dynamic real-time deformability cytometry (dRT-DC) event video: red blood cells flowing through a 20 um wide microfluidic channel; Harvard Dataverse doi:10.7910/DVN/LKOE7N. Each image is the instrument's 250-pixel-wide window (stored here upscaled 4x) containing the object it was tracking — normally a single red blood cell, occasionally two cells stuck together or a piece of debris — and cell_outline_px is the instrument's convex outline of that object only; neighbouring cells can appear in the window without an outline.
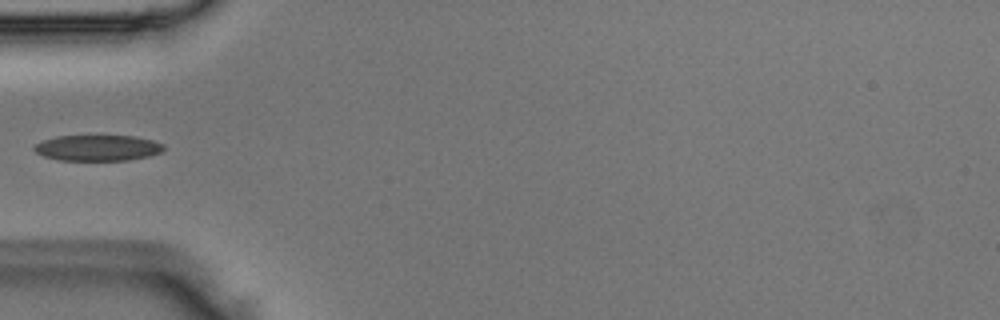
{"species": "Egyptian fruit bat (a non-hibernating species)", "species_latin": "Rousettus aegyptiacus", "temperature_condition": "room temperature", "stored_images_in_passage": 5, "camera_frame_rate_fps": 3000, "um_per_image_px": 0.085, "animal": {"sex": "male"}, "frame": {"image": 1, "passage_image": 4, "time_ms": 1.0, "image_size_px": [1000, 320], "cell_outline_px": [[164, 148], [160, 152], [148, 156], [128, 160], [60, 160], [44, 156], [36, 152], [32, 148], [36, 144], [44, 140], [56, 136], [136, 136], [152, 140], [164, 144]], "centroid_in_image_um": [8.3, 12.57], "position_along_channel_um": 76.7, "area_um2": 19.36}}
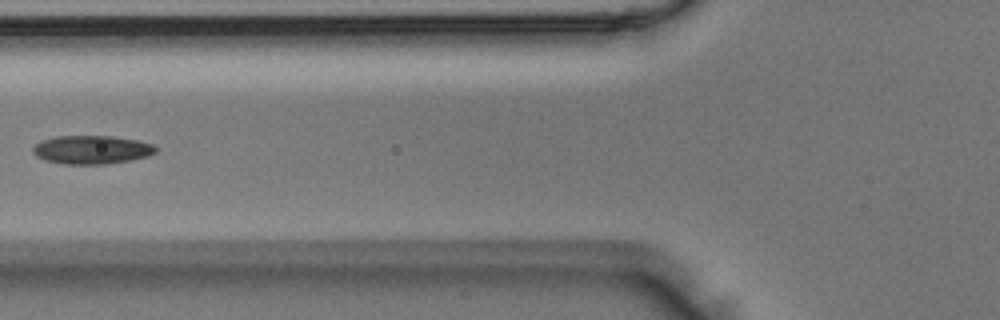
{"frame": {"image": 2, "passage_image": 5, "time_ms": 1.333, "image_size_px": [1000, 320], "cell_outline_px": [[156, 152], [148, 156], [132, 160], [104, 164], [64, 164], [44, 160], [36, 156], [32, 152], [32, 148], [36, 144], [44, 140], [56, 136], [112, 136], [136, 140], [152, 144], [156, 148]], "centroid_in_image_um": [7.78, 12.73], "position_along_channel_um": 118.0, "area_um2": 20.35}}